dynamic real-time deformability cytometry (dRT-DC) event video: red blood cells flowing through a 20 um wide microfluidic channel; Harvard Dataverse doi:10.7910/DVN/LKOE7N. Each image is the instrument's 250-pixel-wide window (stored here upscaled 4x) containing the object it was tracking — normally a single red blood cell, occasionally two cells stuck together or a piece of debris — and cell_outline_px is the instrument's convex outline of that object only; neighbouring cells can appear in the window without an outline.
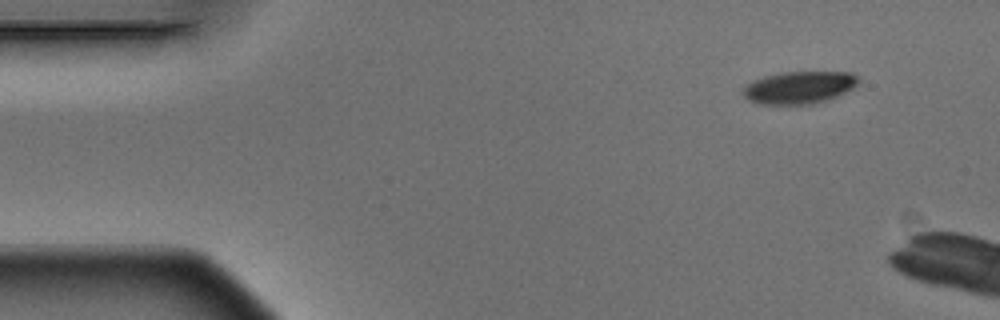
{"species": "Egyptian fruit bat (a non-hibernating species)", "species_latin": "Rousettus aegyptiacus", "temperature_condition": "warm", "stored_images_in_passage": 4, "camera_frame_rate_fps": 3000, "um_per_image_px": 0.085, "animal": {"sex": "male"}, "frame": {"image": 1, "passage_image": 1, "time_ms": 0.0, "image_size_px": [1000, 320], "cell_outline_px": [[860, 80], [852, 88], [836, 96], [812, 104], [756, 104], [748, 100], [744, 96], [744, 84], [752, 80], [764, 76], [784, 72], [852, 72]], "centroid_in_image_um": [67.88, 7.43], "position_along_channel_um": 17.1, "area_um2": 21.68}}